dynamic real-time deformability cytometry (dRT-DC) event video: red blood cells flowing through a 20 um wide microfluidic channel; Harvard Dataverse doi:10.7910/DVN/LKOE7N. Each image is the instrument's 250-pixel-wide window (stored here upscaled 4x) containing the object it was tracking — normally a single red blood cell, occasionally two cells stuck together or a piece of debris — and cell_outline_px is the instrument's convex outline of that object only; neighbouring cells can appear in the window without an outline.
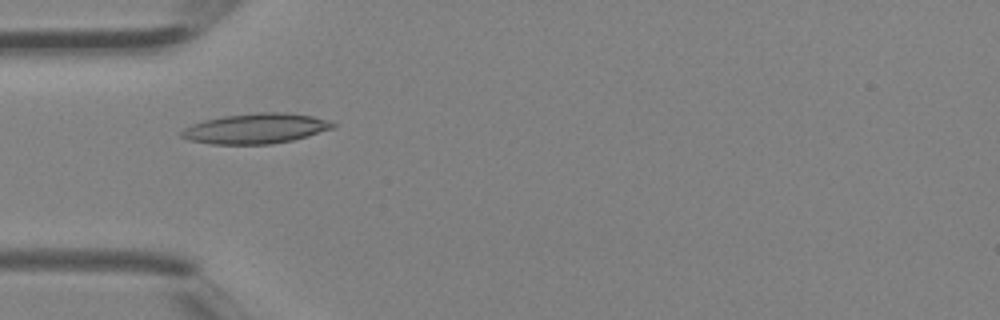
{"species": "Egyptian fruit bat (a non-hibernating species)", "species_latin": "Rousettus aegyptiacus", "temperature_condition": "room temperature", "stored_images_in_passage": 4, "camera_frame_rate_fps": 3000, "um_per_image_px": 0.085, "animal": {"sex": "female"}, "frame": {"image": 1, "passage_image": 4, "time_ms": 1.0, "image_size_px": [1000, 320], "cell_outline_px": [[336, 124], [332, 128], [308, 136], [292, 140], [272, 144], [212, 144], [188, 140], [180, 136], [180, 132], [184, 128], [192, 124], [204, 120], [224, 116], [260, 112], [284, 112], [312, 116], [328, 120]], "centroid_in_image_um": [21.72, 10.92], "position_along_channel_um": 63.3, "area_um2": 26.53}}